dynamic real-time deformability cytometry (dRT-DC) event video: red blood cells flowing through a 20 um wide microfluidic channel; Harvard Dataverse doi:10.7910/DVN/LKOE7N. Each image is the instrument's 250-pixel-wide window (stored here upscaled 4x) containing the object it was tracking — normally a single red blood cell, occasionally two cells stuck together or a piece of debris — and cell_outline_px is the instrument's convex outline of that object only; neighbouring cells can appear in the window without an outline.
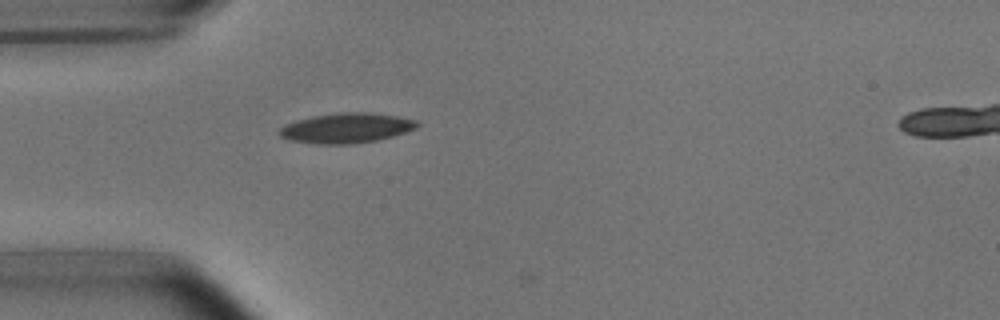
{"species": "common noctule bat (a hibernating species)", "species_latin": "Nyctalus noctula", "temperature_condition": "room temperature", "stored_images_in_passage": 2, "camera_frame_rate_fps": 3000, "um_per_image_px": 0.085, "animal": {"sex": "male", "body_mass_g": 15.6}, "frame": {"image": 1, "passage_image": 1, "time_ms": 0.0, "image_size_px": [1000, 320], "cell_outline_px": [[420, 124], [416, 128], [392, 136], [376, 140], [348, 144], [320, 144], [288, 140], [280, 136], [276, 132], [280, 128], [296, 120], [312, 116], [340, 112], [372, 112], [396, 116], [416, 120]], "centroid_in_image_um": [29.42, 10.87], "position_along_channel_um": 55.6, "area_um2": 23.99}}